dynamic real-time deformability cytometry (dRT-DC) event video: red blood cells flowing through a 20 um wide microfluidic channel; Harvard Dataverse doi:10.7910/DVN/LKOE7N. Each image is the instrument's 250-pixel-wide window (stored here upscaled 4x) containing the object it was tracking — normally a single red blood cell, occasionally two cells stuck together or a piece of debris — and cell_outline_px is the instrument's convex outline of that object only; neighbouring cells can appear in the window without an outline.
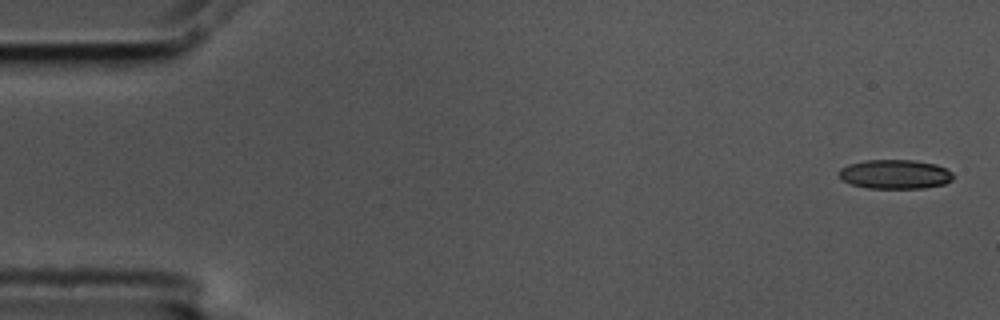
{"species": "common noctule bat (a hibernating species)", "species_latin": "Nyctalus noctula", "temperature_condition": "cold", "stored_images_in_passage": 4, "camera_frame_rate_fps": 3000, "um_per_image_px": 0.085, "animal": {"sex": "male", "body_mass_g": 17.5, "forearm_length_mm": 52.3}, "frame": {"image": 1, "passage_image": 1, "time_ms": 0.0, "image_size_px": [1000, 320], "cell_outline_px": [[952, 180], [944, 184], [924, 188], [868, 188], [852, 184], [840, 180], [836, 172], [840, 168], [848, 164], [864, 160], [916, 160], [936, 164], [952, 172]], "centroid_in_image_um": [76.02, 14.8], "position_along_channel_um": 9.0, "area_um2": 19.65}}
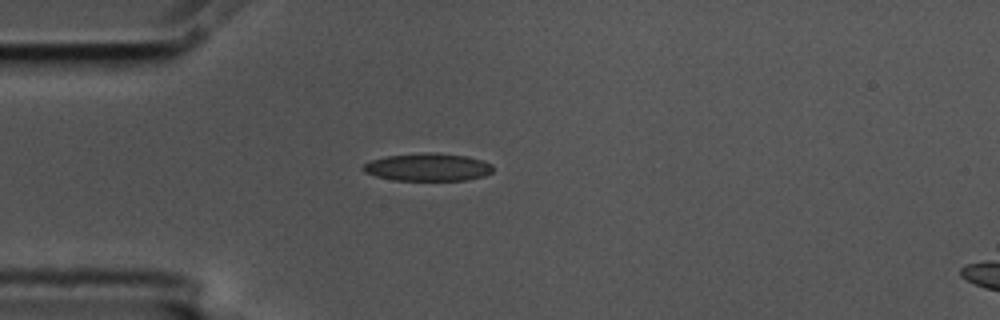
{"frame": {"image": 2, "passage_image": 4, "time_ms": 1.0, "image_size_px": [1000, 320], "cell_outline_px": [[492, 172], [484, 176], [464, 180], [392, 180], [376, 176], [364, 172], [360, 168], [364, 164], [372, 160], [388, 156], [428, 152], [436, 152], [468, 156], [484, 160], [492, 164]], "centroid_in_image_um": [36.38, 14.2], "position_along_channel_um": 48.6, "area_um2": 21.04}}